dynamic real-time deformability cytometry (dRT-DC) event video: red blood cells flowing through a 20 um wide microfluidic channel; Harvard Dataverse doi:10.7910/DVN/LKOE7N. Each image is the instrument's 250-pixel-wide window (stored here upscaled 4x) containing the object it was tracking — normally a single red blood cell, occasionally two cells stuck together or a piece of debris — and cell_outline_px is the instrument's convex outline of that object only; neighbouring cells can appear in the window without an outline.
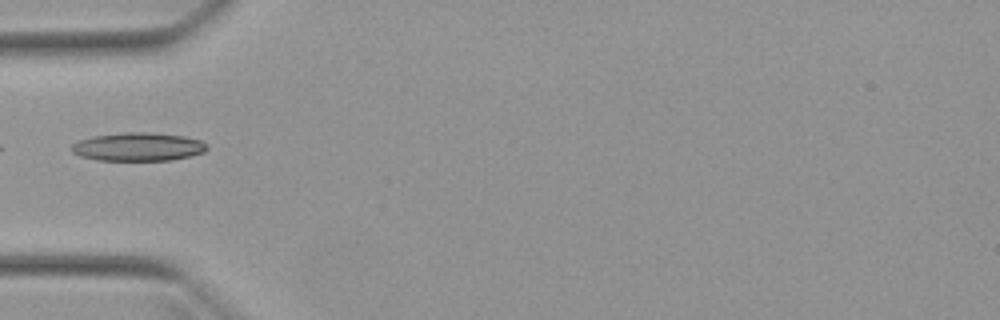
{"species": "Egyptian fruit bat (a non-hibernating species)", "species_latin": "Rousettus aegyptiacus", "temperature_condition": "warm", "stored_images_in_passage": 7, "camera_frame_rate_fps": 3000, "um_per_image_px": 0.085, "animal": {"sex": "female"}, "frame": {"image": 1, "passage_image": 1, "time_ms": 0.0, "image_size_px": [1000, 320], "cell_outline_px": [[208, 148], [204, 152], [172, 160], [96, 160], [80, 156], [72, 152], [72, 144], [80, 140], [92, 136], [124, 132], [148, 132], [184, 136], [200, 140], [208, 144]], "centroid_in_image_um": [11.74, 12.47], "position_along_channel_um": 73.3, "area_um2": 22.37}}